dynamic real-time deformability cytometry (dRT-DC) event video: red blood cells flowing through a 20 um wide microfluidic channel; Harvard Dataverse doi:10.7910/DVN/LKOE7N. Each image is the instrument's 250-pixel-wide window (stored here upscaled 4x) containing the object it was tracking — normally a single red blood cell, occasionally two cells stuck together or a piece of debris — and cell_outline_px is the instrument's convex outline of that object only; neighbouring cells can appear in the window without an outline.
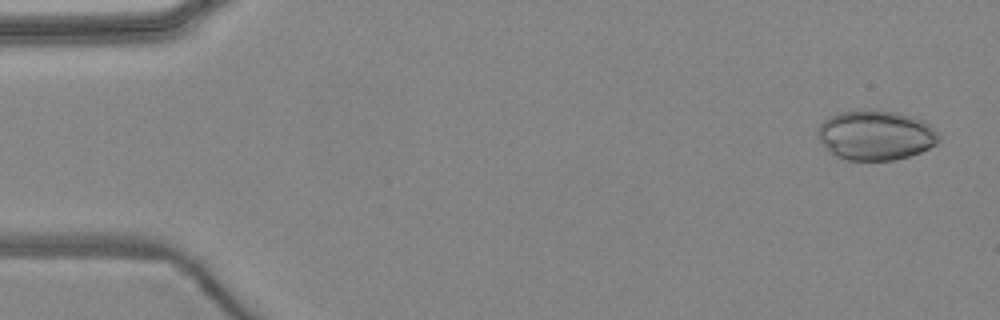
{"species": "common noctule bat (a hibernating species)", "species_latin": "Nyctalus noctula", "temperature_condition": "warm", "stored_images_in_passage": 3, "camera_frame_rate_fps": 3000, "um_per_image_px": 0.085, "animal": {"sex": "female", "body_mass_g": 24.6, "forearm_length_mm": 56.2}, "frame": {"image": 1, "passage_image": 1, "time_ms": 0.0, "image_size_px": [1000, 320], "cell_outline_px": [[940, 140], [936, 144], [920, 152], [896, 160], [844, 160], [832, 156], [816, 136], [816, 132], [820, 124], [828, 116], [840, 112], [856, 108], [872, 108], [896, 112], [912, 116], [924, 120], [940, 136]], "centroid_in_image_um": [74.37, 11.47], "position_along_channel_um": 10.6, "area_um2": 35.95}}